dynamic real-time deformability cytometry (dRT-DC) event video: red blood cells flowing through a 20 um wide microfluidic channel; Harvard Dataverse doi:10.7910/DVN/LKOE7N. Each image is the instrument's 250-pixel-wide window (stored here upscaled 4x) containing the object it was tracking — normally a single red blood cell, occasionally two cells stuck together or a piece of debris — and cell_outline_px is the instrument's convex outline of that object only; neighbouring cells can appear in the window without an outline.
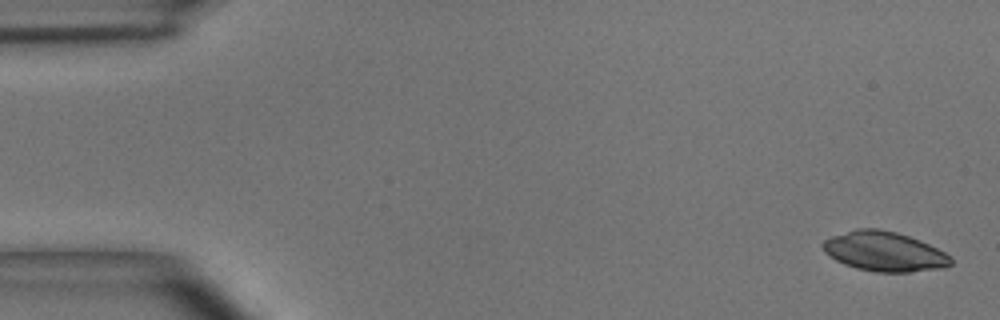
{"species": "common noctule bat (a hibernating species)", "species_latin": "Nyctalus noctula", "temperature_condition": "room temperature", "stored_images_in_passage": 13, "camera_frame_rate_fps": 3000, "um_per_image_px": 0.085, "animal": {"sex": "male", "body_mass_g": 15.6}, "frame": {"image": 1, "passage_image": 1, "time_ms": 0.0, "image_size_px": [1000, 320], "cell_outline_px": [[952, 264], [944, 268], [908, 272], [876, 272], [856, 268], [844, 264], [828, 256], [824, 252], [820, 244], [824, 240], [832, 236], [856, 228], [880, 228], [896, 232], [920, 240], [952, 256]], "centroid_in_image_um": [75.15, 21.37], "position_along_channel_um": 9.9, "area_um2": 29.77}}
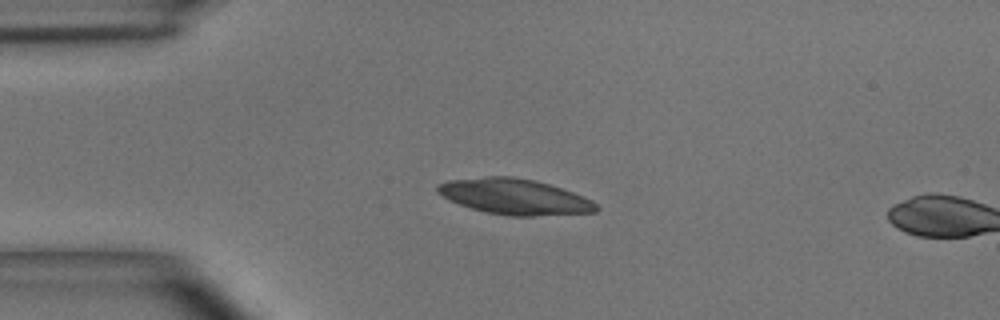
{"frame": {"image": 2, "passage_image": 11, "time_ms": 3.333, "image_size_px": [1000, 320], "cell_outline_px": [[600, 208], [596, 212], [536, 216], [508, 216], [484, 212], [448, 200], [436, 192], [436, 184], [448, 180], [488, 176], [512, 176], [536, 180], [584, 196], [592, 200]], "centroid_in_image_um": [43.72, 16.71], "position_along_channel_um": 41.3, "area_um2": 33.18}}